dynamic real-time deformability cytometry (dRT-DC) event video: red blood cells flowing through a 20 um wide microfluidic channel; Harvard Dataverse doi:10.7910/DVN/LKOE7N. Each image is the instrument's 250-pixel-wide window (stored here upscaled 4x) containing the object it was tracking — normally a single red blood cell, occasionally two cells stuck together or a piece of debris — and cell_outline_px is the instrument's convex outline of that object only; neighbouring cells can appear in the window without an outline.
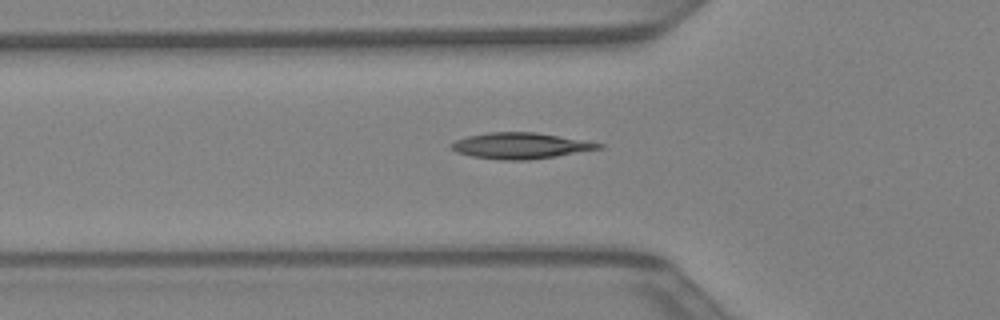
{"species": "Egyptian fruit bat (a non-hibernating species)", "species_latin": "Rousettus aegyptiacus", "temperature_condition": "warm", "stored_images_in_passage": 31, "camera_frame_rate_fps": 3000, "um_per_image_px": 0.085, "animal": {"sex": "female"}, "frame": {"image": 1, "passage_image": 6, "time_ms": 1.667, "image_size_px": [1000, 320], "cell_outline_px": [[604, 148], [556, 156], [528, 160], [504, 160], [472, 156], [456, 152], [448, 144], [456, 140], [468, 136], [488, 132], [536, 132], [604, 144]], "centroid_in_image_um": [44.23, 12.38], "position_along_channel_um": 81.6, "area_um2": 22.2}}
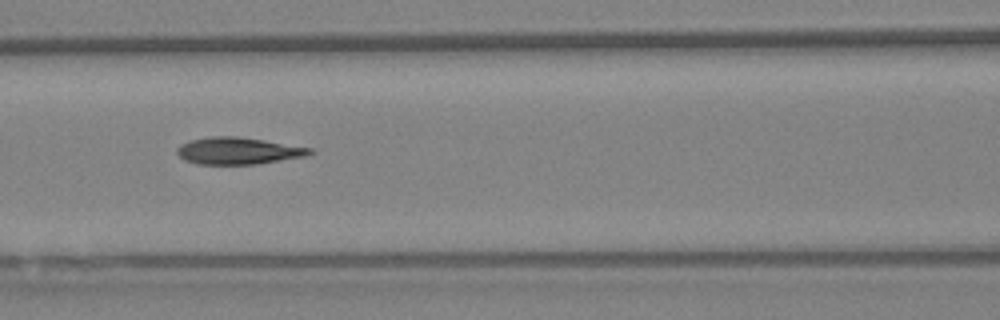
{"frame": {"image": 2, "passage_image": 10, "time_ms": 3.0, "image_size_px": [1000, 320], "cell_outline_px": [[316, 152], [308, 156], [256, 164], [196, 164], [184, 160], [176, 152], [176, 148], [180, 144], [188, 140], [212, 136], [236, 136], [264, 140], [312, 148]], "centroid_in_image_um": [20.25, 12.82], "position_along_channel_um": 146.4, "area_um2": 21.04}}
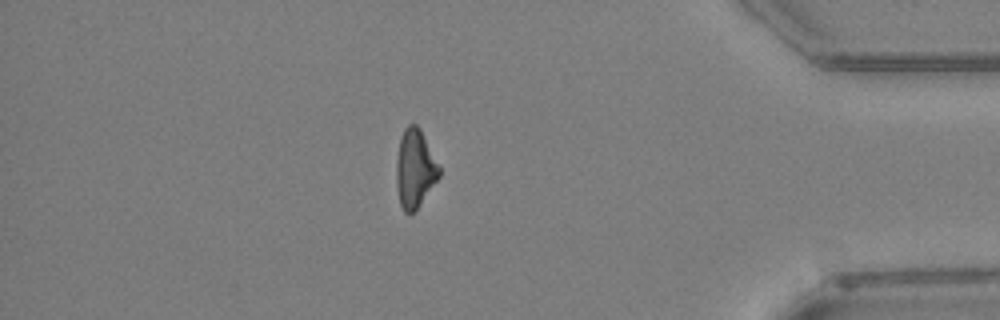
{"frame": {"image": 3, "passage_image": 28, "time_ms": 9.0, "image_size_px": [1000, 320], "cell_outline_px": [[440, 176], [416, 208], [412, 212], [404, 212], [400, 204], [396, 184], [396, 160], [400, 136], [404, 128], [408, 124], [416, 124], [420, 128], [440, 168]], "centroid_in_image_um": [35.24, 14.29], "position_along_channel_um": 400.0, "area_um2": 19.31}}